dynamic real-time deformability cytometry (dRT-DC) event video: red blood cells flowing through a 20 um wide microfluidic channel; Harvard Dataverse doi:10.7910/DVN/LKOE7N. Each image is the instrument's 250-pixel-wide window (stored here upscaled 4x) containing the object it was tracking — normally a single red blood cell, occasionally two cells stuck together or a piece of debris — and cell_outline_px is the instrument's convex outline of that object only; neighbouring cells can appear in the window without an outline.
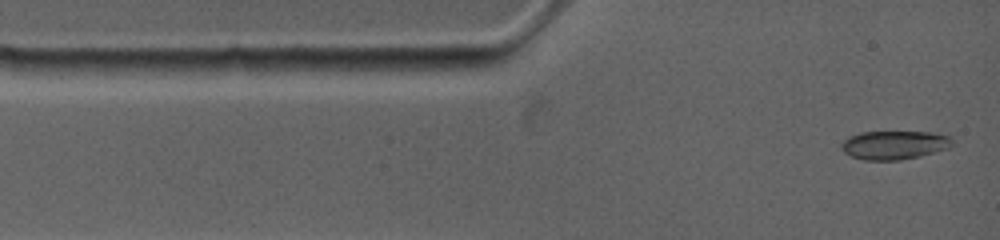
{"species": "common noctule bat (a hibernating species)", "species_latin": "Nyctalus noctula", "temperature_condition": "warm", "stored_images_in_passage": 7, "camera_frame_rate_fps": 4500, "um_per_image_px": 0.085, "animal": {"sex": "female", "body_mass_g": 19.0, "forearm_length_mm": 53.3}, "frame": {"image": 1, "passage_image": 1, "time_ms": 0.0, "image_size_px": [1000, 240], "cell_outline_px": [[952, 144], [948, 148], [920, 156], [900, 160], [864, 160], [852, 156], [844, 152], [840, 148], [840, 144], [848, 136], [860, 132], [932, 132], [948, 136], [952, 140]], "centroid_in_image_um": [75.97, 12.32], "position_along_channel_um": 9.0, "area_um2": 18.5}}
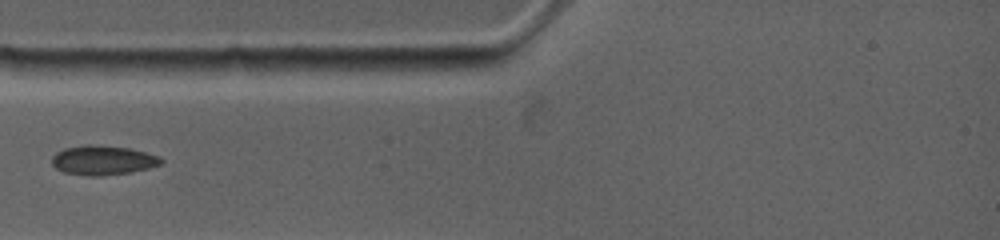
{"frame": {"image": 2, "passage_image": 4, "time_ms": 2.667, "image_size_px": [1000, 240], "cell_outline_px": [[164, 160], [160, 164], [148, 168], [128, 172], [100, 176], [88, 176], [64, 172], [56, 168], [52, 164], [52, 156], [56, 152], [64, 148], [84, 144], [100, 144], [132, 148], [160, 156]], "centroid_in_image_um": [8.74, 13.59], "position_along_channel_um": 76.3, "area_um2": 18.96}}
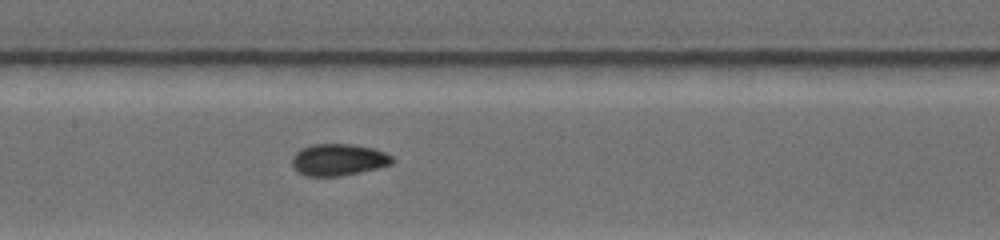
{"frame": {"image": 3, "passage_image": 7, "time_ms": 5.333, "image_size_px": [1000, 240], "cell_outline_px": [[396, 160], [392, 164], [360, 172], [340, 176], [308, 176], [292, 168], [292, 156], [300, 148], [312, 144], [352, 144], [372, 148], [384, 152], [392, 156]], "centroid_in_image_um": [28.76, 13.57], "position_along_channel_um": 178.6, "area_um2": 18.61}}